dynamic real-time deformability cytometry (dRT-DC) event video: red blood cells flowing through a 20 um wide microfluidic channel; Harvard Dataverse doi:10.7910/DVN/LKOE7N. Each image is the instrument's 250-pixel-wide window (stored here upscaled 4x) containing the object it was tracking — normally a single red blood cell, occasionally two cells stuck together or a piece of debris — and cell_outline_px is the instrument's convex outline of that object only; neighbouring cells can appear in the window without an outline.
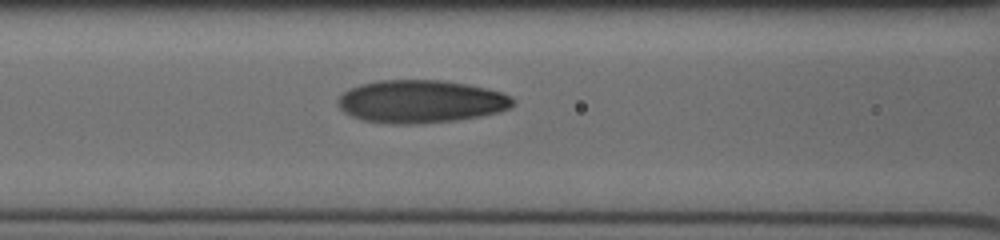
{"species": "human", "species_latin": "Homo sapiens", "temperature_condition": "cold", "stored_images_in_passage": 34, "camera_frame_rate_fps": 3000, "um_per_image_px": 0.085, "donor": {"sex": "male"}, "frame": {"image": 1, "passage_image": 6, "time_ms": 3.0, "image_size_px": [1000, 240], "cell_outline_px": [[516, 104], [500, 112], [480, 116], [456, 120], [416, 124], [392, 124], [364, 120], [352, 116], [344, 112], [340, 108], [336, 100], [348, 88], [360, 84], [380, 80], [440, 80], [488, 88], [512, 96], [516, 100]], "centroid_in_image_um": [35.78, 8.63], "position_along_channel_um": 130.8, "area_um2": 43.81}}
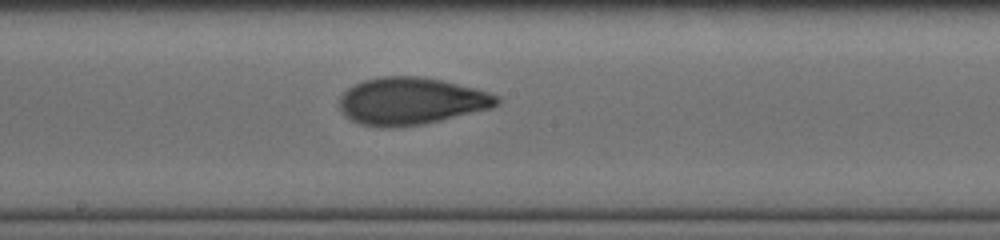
{"frame": {"image": 2, "passage_image": 13, "time_ms": 5.0, "image_size_px": [1000, 240], "cell_outline_px": [[500, 104], [492, 108], [440, 120], [420, 124], [380, 128], [360, 124], [352, 120], [340, 108], [340, 96], [348, 88], [364, 80], [380, 76], [420, 76], [440, 80], [476, 88], [500, 96]], "centroid_in_image_um": [34.97, 8.58], "position_along_channel_um": 213.2, "area_um2": 43.06}}
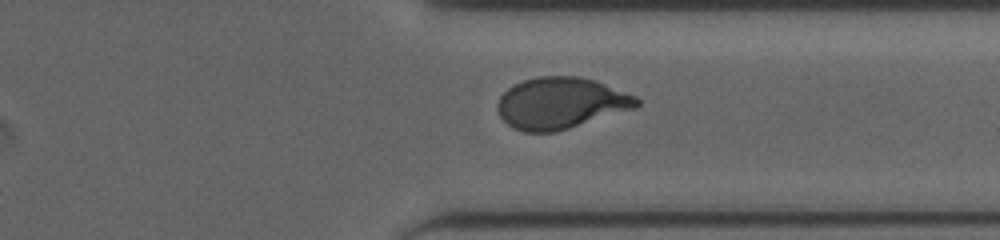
{"frame": {"image": 3, "passage_image": 29, "time_ms": 8.667, "image_size_px": [1000, 240], "cell_outline_px": [[640, 104], [636, 108], [556, 132], [524, 132], [512, 128], [500, 116], [496, 108], [500, 96], [508, 88], [524, 80], [540, 76], [580, 76], [604, 84], [636, 96], [640, 100]], "centroid_in_image_um": [47.66, 8.77], "position_along_channel_um": 363.7, "area_um2": 41.56}}